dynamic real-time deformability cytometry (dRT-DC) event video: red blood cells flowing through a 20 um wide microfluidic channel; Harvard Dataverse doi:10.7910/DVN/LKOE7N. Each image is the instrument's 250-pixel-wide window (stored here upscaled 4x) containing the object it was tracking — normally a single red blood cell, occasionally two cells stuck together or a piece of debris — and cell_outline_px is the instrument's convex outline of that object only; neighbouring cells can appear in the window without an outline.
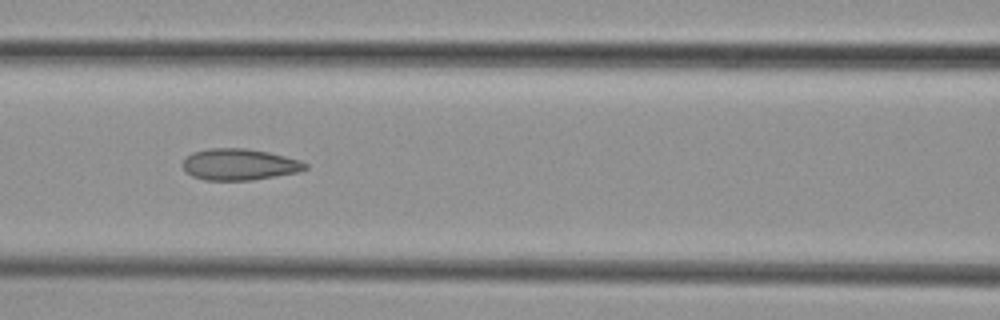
{"species": "common noctule bat (a hibernating species)", "species_latin": "Nyctalus noctula", "temperature_condition": "cold", "stored_images_in_passage": 6, "camera_frame_rate_fps": 3000, "um_per_image_px": 0.085, "animal": {"sex": "female", "body_mass_g": 29.2, "forearm_length_mm": 56.3}, "frame": {"image": 1, "passage_image": 4, "time_ms": 3.667, "image_size_px": [1000, 320], "cell_outline_px": [[308, 168], [300, 172], [252, 180], [204, 180], [192, 176], [184, 168], [184, 160], [192, 152], [208, 148], [244, 148], [268, 152], [300, 160], [308, 164]], "centroid_in_image_um": [20.38, 13.98], "position_along_channel_um": 146.2, "area_um2": 22.37}}
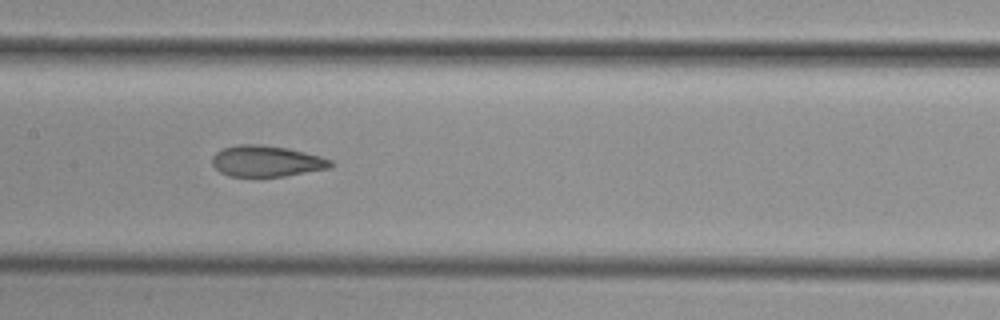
{"frame": {"image": 2, "passage_image": 5, "time_ms": 4.667, "image_size_px": [1000, 320], "cell_outline_px": [[332, 164], [328, 168], [284, 176], [228, 176], [220, 172], [212, 164], [212, 156], [216, 152], [224, 148], [240, 144], [260, 144], [288, 148], [320, 156], [332, 160]], "centroid_in_image_um": [22.62, 13.69], "position_along_channel_um": 184.8, "area_um2": 21.27}}
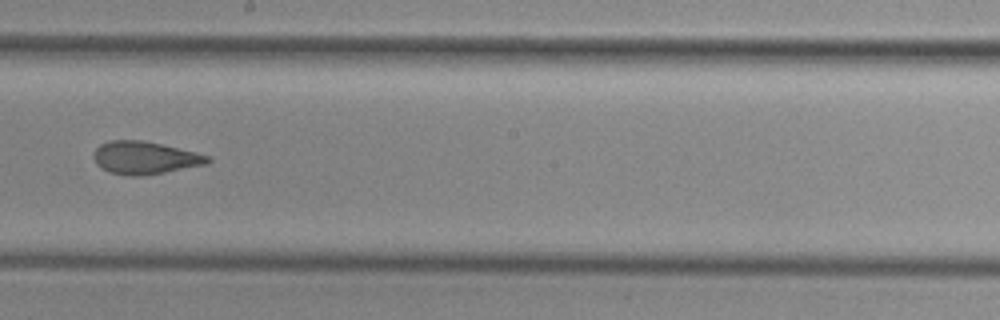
{"frame": {"image": 3, "passage_image": 6, "time_ms": 6.0, "image_size_px": [1000, 320], "cell_outline_px": [[212, 160], [208, 164], [164, 172], [140, 176], [132, 176], [108, 172], [100, 168], [96, 164], [92, 156], [92, 152], [100, 144], [108, 140], [144, 140], [208, 156]], "centroid_in_image_um": [12.23, 13.41], "position_along_channel_um": 236.0, "area_um2": 21.68}}